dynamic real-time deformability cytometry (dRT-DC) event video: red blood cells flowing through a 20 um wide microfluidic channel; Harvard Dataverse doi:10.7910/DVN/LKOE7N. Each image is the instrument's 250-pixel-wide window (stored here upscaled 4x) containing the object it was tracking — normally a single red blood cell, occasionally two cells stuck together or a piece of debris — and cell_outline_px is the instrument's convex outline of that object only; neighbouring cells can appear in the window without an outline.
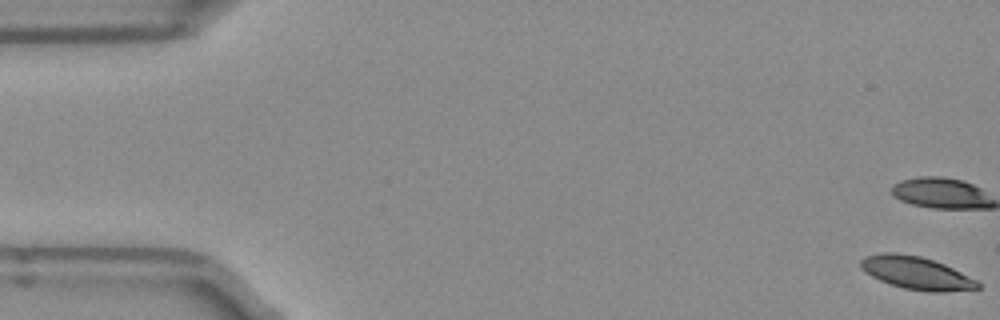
{"species": "Egyptian fruit bat (a non-hibernating species)", "species_latin": "Rousettus aegyptiacus", "temperature_condition": "room temperature", "stored_images_in_passage": 4, "camera_frame_rate_fps": 3000, "um_per_image_px": 0.085, "frame": {"image": 1, "passage_image": 1, "time_ms": 0.0, "image_size_px": [1000, 320], "cell_outline_px": [[980, 288], [944, 292], [928, 292], [904, 288], [880, 280], [872, 276], [860, 268], [860, 260], [864, 256], [884, 252], [892, 252], [920, 256], [944, 264], [976, 280], [980, 284]], "centroid_in_image_um": [77.87, 23.2], "position_along_channel_um": 7.1, "area_um2": 22.14}}